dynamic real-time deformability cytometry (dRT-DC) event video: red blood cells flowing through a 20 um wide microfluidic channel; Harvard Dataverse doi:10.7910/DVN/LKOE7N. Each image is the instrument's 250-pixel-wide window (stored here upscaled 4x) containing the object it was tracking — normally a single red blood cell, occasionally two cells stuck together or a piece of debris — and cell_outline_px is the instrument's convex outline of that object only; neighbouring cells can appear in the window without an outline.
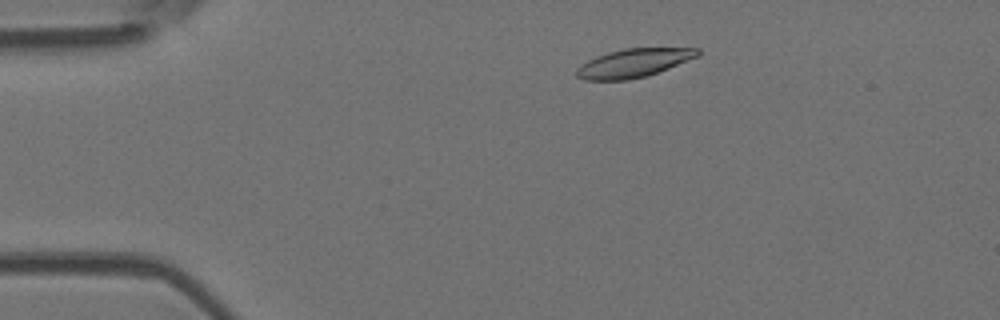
{"species": "Egyptian fruit bat (a non-hibernating species)", "species_latin": "Rousettus aegyptiacus", "temperature_condition": "room temperature", "stored_images_in_passage": 50, "camera_frame_rate_fps": 3000, "um_per_image_px": 0.085, "animal": {"sex": "female"}, "frame": {"image": 1, "passage_image": 6, "time_ms": 1.667, "image_size_px": [1000, 320], "cell_outline_px": [[700, 56], [668, 68], [644, 76], [628, 80], [584, 80], [576, 76], [576, 68], [580, 64], [596, 56], [608, 52], [624, 48], [700, 48]], "centroid_in_image_um": [53.84, 5.35], "position_along_channel_um": 31.2, "area_um2": 20.11}}
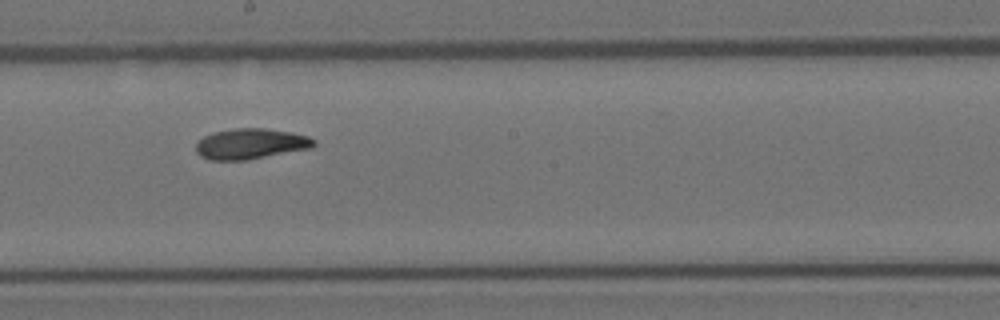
{"frame": {"image": 2, "passage_image": 26, "time_ms": 8.333, "image_size_px": [1000, 320], "cell_outline_px": [[316, 144], [312, 148], [248, 160], [208, 160], [200, 156], [196, 152], [196, 144], [204, 136], [212, 132], [236, 128], [264, 128], [292, 132], [308, 136], [316, 140]], "centroid_in_image_um": [21.32, 12.23], "position_along_channel_um": 226.9, "area_um2": 21.21}}
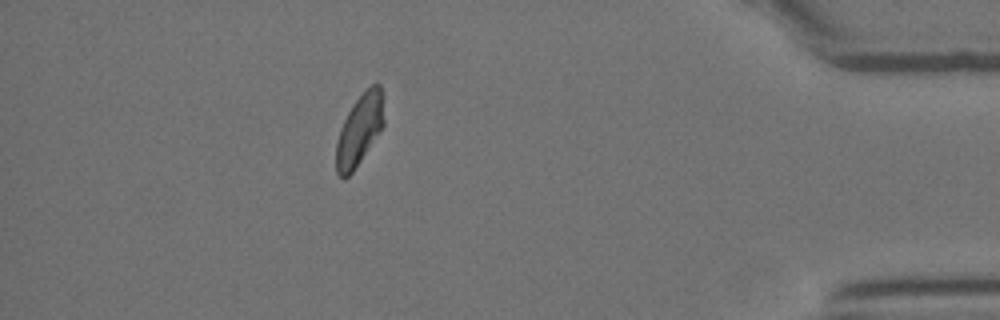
{"frame": {"image": 3, "passage_image": 44, "time_ms": 14.333, "image_size_px": [1000, 320], "cell_outline_px": [[384, 124], [380, 132], [352, 172], [348, 176], [340, 176], [336, 172], [336, 144], [340, 128], [352, 104], [376, 80], [380, 84], [384, 96]], "centroid_in_image_um": [30.59, 10.97], "position_along_channel_um": 404.6, "area_um2": 19.77}, "authors_computed_cell_mechanics": {"area_um2": 20.7213, "velocity_mm_per_s": 3.7221, "shape_relaxation_time_tau1_ms": 8.1575, "shape_relaxation_time_tau2_ms": 3.4796, "deformation_change_tau1": 0.1967, "deformation_change_tau2": 0.0951}}